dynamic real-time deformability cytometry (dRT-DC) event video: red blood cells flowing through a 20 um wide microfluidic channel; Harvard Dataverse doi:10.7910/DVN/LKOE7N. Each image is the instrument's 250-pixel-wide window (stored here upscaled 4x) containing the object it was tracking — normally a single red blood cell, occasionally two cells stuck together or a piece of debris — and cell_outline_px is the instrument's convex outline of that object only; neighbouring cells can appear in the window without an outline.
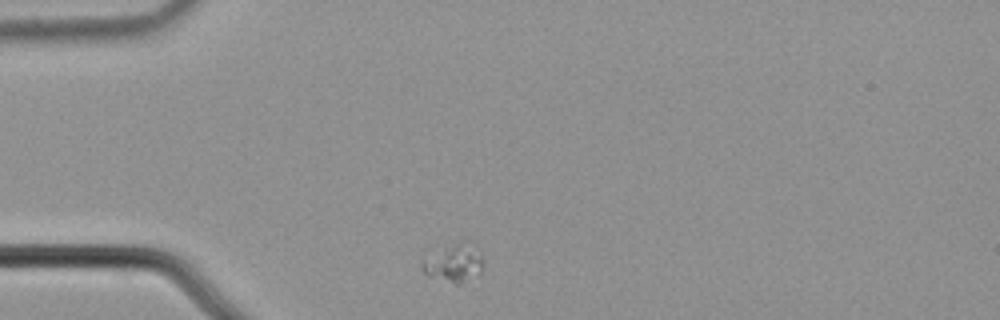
{"species": "common noctule bat (a hibernating species)", "species_latin": "Nyctalus noctula", "temperature_condition": "cold", "stored_images_in_passage": 3, "camera_frame_rate_fps": 3000, "um_per_image_px": 0.085, "animal": {"sex": "male", "body_mass_g": 21.5, "forearm_length_mm": 52.0}, "frame": {"image": 1, "passage_image": 1, "time_ms": 0.0, "image_size_px": [1000, 320], "cell_outline_px": [[484, 264], [480, 276], [460, 284], [456, 284], [428, 276], [420, 268], [420, 264], [424, 260], [440, 248], [456, 240], [464, 240], [484, 260]], "centroid_in_image_um": [38.59, 22.38], "position_along_channel_um": 46.4, "area_um2": 13.7}}